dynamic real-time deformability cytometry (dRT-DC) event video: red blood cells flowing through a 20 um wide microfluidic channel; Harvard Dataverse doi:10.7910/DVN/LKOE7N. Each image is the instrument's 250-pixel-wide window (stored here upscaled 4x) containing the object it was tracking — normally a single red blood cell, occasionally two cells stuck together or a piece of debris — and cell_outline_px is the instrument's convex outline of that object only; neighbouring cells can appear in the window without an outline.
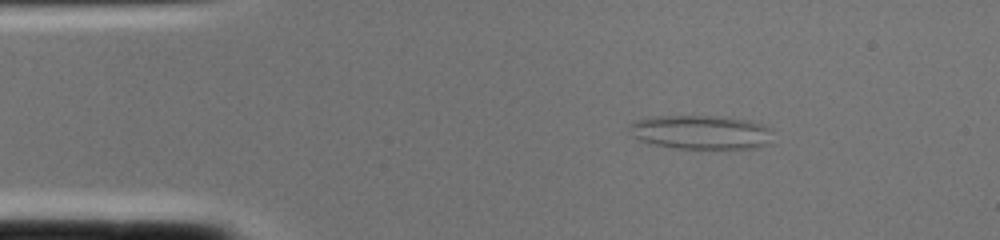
{"species": "common noctule bat (a hibernating species)", "species_latin": "Nyctalus noctula", "temperature_condition": "cold", "stored_images_in_passage": 1, "camera_frame_rate_fps": 3000, "um_per_image_px": 0.085, "animal": {"sex": "female", "body_mass_g": 22.0, "forearm_length_mm": 56.7}, "frame": {"image": 1, "passage_image": 1, "time_ms": 0.0, "image_size_px": [1000, 240], "cell_outline_px": [[772, 128], [768, 144], [756, 148], [672, 148], [648, 144], [636, 140], [632, 136], [628, 128], [628, 124], [636, 120], [652, 116], [712, 116], [748, 120], [764, 124]], "centroid_in_image_um": [59.5, 11.24], "position_along_channel_um": 25.5, "area_um2": 28.78}}